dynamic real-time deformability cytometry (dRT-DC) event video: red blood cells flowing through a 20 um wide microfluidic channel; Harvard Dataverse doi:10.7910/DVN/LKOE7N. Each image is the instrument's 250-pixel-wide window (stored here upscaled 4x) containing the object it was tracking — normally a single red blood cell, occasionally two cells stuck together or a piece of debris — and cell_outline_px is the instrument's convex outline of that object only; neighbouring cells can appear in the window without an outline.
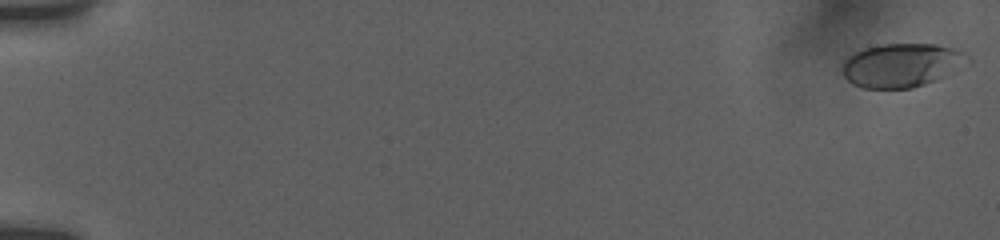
{"species": "human", "species_latin": "Homo sapiens", "temperature_condition": "room temperature", "stored_images_in_passage": 55, "camera_frame_rate_fps": 3000, "um_per_image_px": 0.085, "donor": {"sex": "female"}, "frame": {"image": 1, "passage_image": 1, "time_ms": 0.0, "image_size_px": [1000, 240], "cell_outline_px": [[972, 60], [944, 76], [936, 80], [912, 88], [864, 88], [852, 84], [844, 76], [840, 68], [840, 64], [848, 56], [864, 48], [880, 44], [936, 44], [956, 48], [964, 52]], "centroid_in_image_um": [76.62, 5.53], "position_along_channel_um": 8.4, "area_um2": 32.14}}
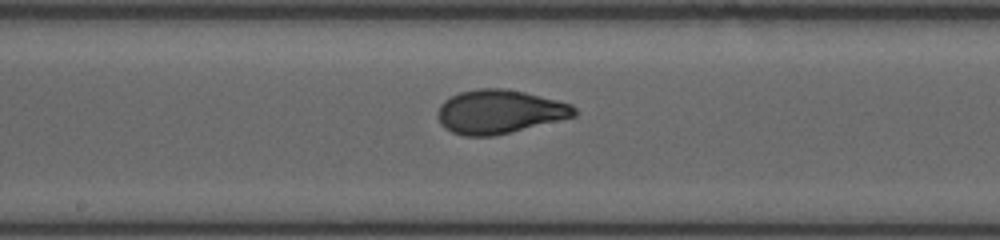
{"frame": {"image": 2, "passage_image": 31, "time_ms": 10.0, "image_size_px": [1000, 240], "cell_outline_px": [[576, 116], [492, 136], [464, 136], [452, 132], [444, 128], [440, 124], [436, 116], [436, 112], [440, 104], [444, 100], [460, 92], [476, 88], [504, 88], [524, 92], [572, 104], [576, 108]], "centroid_in_image_um": [42.4, 9.49], "position_along_channel_um": 205.8, "area_um2": 34.8}}
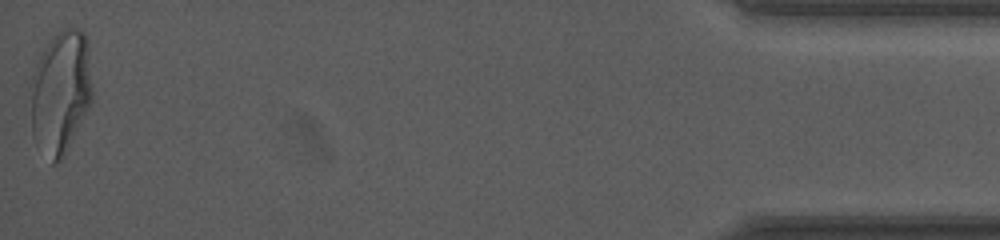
{"frame": {"image": 3, "passage_image": 55, "time_ms": 18.0, "image_size_px": [1000, 240], "cell_outline_px": [[92, 100], [64, 156], [56, 164], [52, 164], [32, 136], [32, 76], [40, 52], [52, 36], [64, 28], [72, 24], [84, 32], [88, 40], [92, 88]], "centroid_in_image_um": [5.17, 7.76], "position_along_channel_um": 430.0, "area_um2": 44.45}, "authors_computed_cell_mechanics": {"area_um2": 34.0442, "velocity_mm_per_s": 3.8368, "shape_relaxation_time_tau1_ms": 4.212, "shape_relaxation_time_tau2_ms": null, "deformation_change_tau1": 0.1819, "deformation_change_tau2": null}}